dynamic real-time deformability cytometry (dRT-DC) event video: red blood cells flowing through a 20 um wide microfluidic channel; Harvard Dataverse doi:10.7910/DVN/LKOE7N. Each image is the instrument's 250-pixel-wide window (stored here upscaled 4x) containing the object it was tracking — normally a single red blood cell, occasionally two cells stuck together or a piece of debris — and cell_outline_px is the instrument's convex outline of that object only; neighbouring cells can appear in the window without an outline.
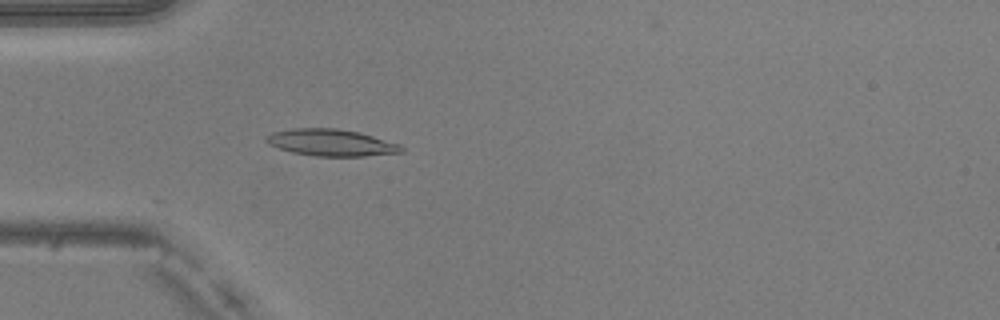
{"species": "common noctule bat (a hibernating species)", "species_latin": "Nyctalus noctula", "temperature_condition": "warm", "stored_images_in_passage": 50, "camera_frame_rate_fps": 3000, "um_per_image_px": 0.085, "animal": {"sex": "male", "body_mass_g": 20.5, "forearm_length_mm": 52.5}, "frame": {"image": 1, "passage_image": 15, "time_ms": 4.667, "image_size_px": [1000, 320], "cell_outline_px": [[404, 152], [364, 156], [316, 156], [292, 152], [268, 144], [264, 140], [272, 132], [296, 128], [336, 128], [360, 132], [400, 144], [404, 148]], "centroid_in_image_um": [28.18, 12.12], "position_along_channel_um": 56.8, "area_um2": 21.04}}
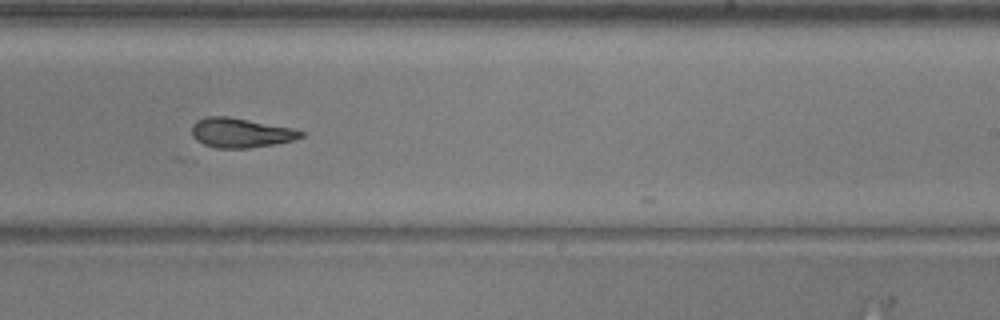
{"frame": {"image": 2, "passage_image": 31, "time_ms": 10.0, "image_size_px": [1000, 320], "cell_outline_px": [[304, 136], [292, 140], [272, 144], [248, 148], [216, 148], [204, 144], [196, 140], [192, 136], [192, 124], [196, 120], [208, 116], [228, 116], [292, 128], [304, 132]], "centroid_in_image_um": [20.41, 11.28], "position_along_channel_um": 268.6, "area_um2": 18.67}}
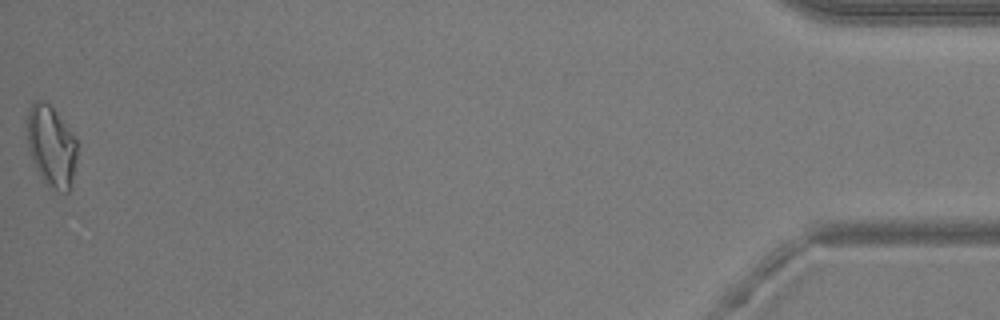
{"frame": {"image": 3, "passage_image": 50, "time_ms": 16.333, "image_size_px": [1000, 320], "cell_outline_px": [[76, 160], [72, 180], [68, 192], [64, 192], [48, 184], [40, 176], [32, 160], [28, 148], [28, 108], [36, 100], [44, 100], [56, 112], [76, 136]], "centroid_in_image_um": [4.37, 12.39], "position_along_channel_um": 430.8, "area_um2": 23.24}, "authors_computed_cell_mechanics": {"area_um2": 19.4786, "velocity_mm_per_s": 4.0495, "shape_relaxation_time_tau1_ms": null, "shape_relaxation_time_tau2_ms": 4.3463, "deformation_change_tau1": null, "deformation_change_tau2": 0.1227}}